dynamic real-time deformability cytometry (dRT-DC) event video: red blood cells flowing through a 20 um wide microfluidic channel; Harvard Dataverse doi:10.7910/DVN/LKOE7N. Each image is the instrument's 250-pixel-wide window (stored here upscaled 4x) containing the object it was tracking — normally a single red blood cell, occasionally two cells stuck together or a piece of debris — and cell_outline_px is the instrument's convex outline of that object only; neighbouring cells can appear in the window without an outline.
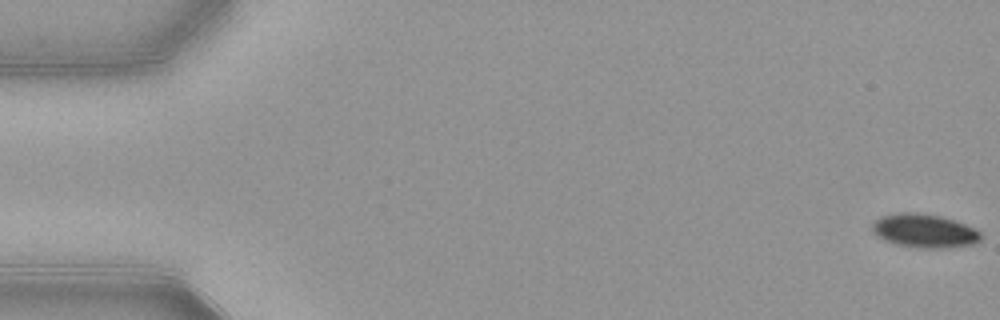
{"species": "common noctule bat (a hibernating species)", "species_latin": "Nyctalus noctula", "temperature_condition": "warm", "stored_images_in_passage": 54, "camera_frame_rate_fps": 3000, "um_per_image_px": 0.085, "animal": {"sex": "female", "body_mass_g": 21.9}, "frame": {"image": 1, "passage_image": 1, "time_ms": 0.0, "image_size_px": [1000, 320], "cell_outline_px": [[980, 240], [972, 244], [944, 248], [920, 248], [896, 244], [884, 240], [876, 236], [872, 232], [872, 224], [880, 216], [900, 212], [916, 212], [940, 216], [956, 220], [976, 228], [980, 232]], "centroid_in_image_um": [78.55, 19.61], "position_along_channel_um": 6.4, "area_um2": 21.44}}
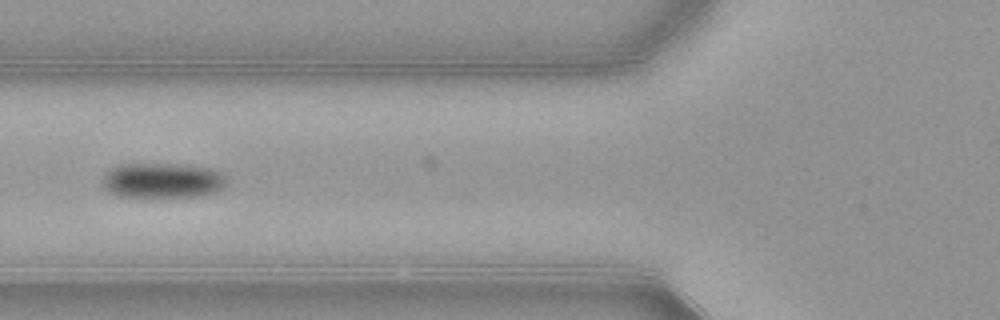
{"frame": {"image": 2, "passage_image": 21, "time_ms": 6.667, "image_size_px": [1000, 320], "cell_outline_px": [[228, 180], [216, 192], [200, 196], [120, 196], [112, 192], [104, 184], [104, 176], [112, 168], [120, 164], [188, 164], [212, 168], [220, 172]], "centroid_in_image_um": [13.89, 15.31], "position_along_channel_um": 111.9, "area_um2": 25.03}}
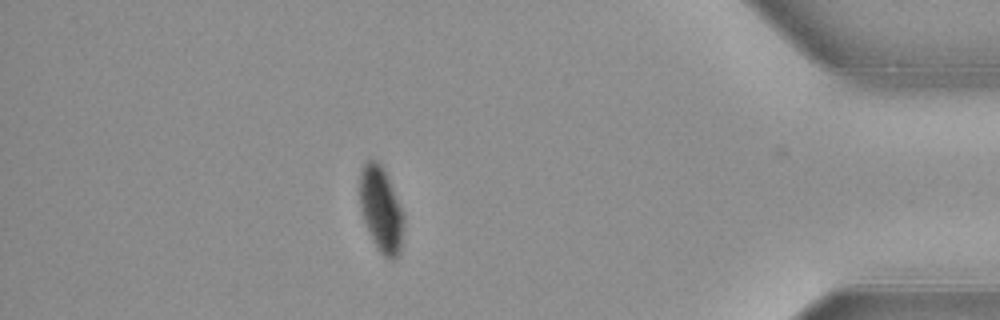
{"frame": {"image": 3, "passage_image": 47, "time_ms": 15.333, "image_size_px": [1000, 320], "cell_outline_px": [[404, 220], [400, 252], [396, 260], [388, 260], [376, 248], [368, 232], [360, 208], [360, 172], [364, 164], [372, 156], [384, 168], [404, 216]], "centroid_in_image_um": [32.38, 17.83], "position_along_channel_um": 402.8, "area_um2": 21.96}, "authors_computed_cell_mechanics": {"area_um2": 23.0911, "velocity_mm_per_s": 3.8921, "shape_relaxation_time_tau1_ms": 3.8901, "shape_relaxation_time_tau2_ms": null, "deformation_change_tau1": 0.1201, "deformation_change_tau2": null}}